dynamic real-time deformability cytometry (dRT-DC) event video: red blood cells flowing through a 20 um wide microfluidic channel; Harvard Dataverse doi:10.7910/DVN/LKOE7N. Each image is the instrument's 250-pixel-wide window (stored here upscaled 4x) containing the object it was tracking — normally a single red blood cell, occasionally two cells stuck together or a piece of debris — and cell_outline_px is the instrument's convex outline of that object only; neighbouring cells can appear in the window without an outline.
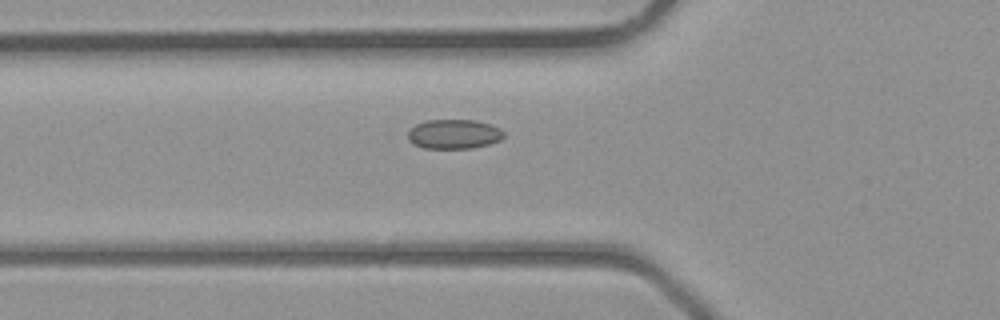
{"species": "common noctule bat (a hibernating species)", "species_latin": "Nyctalus noctula", "temperature_condition": "room temperature", "stored_images_in_passage": 35, "camera_frame_rate_fps": 3000, "um_per_image_px": 0.085, "animal": {"sex": "male", "body_mass_g": 23.1, "forearm_length_mm": 52.7}, "frame": {"image": 1, "passage_image": 13, "time_ms": 4.0, "image_size_px": [1000, 320], "cell_outline_px": [[504, 136], [500, 140], [488, 144], [472, 148], [424, 148], [412, 144], [408, 140], [408, 128], [416, 124], [428, 120], [476, 120], [492, 124], [500, 128], [504, 132]], "centroid_in_image_um": [38.57, 11.39], "position_along_channel_um": 87.2, "area_um2": 16.65}}
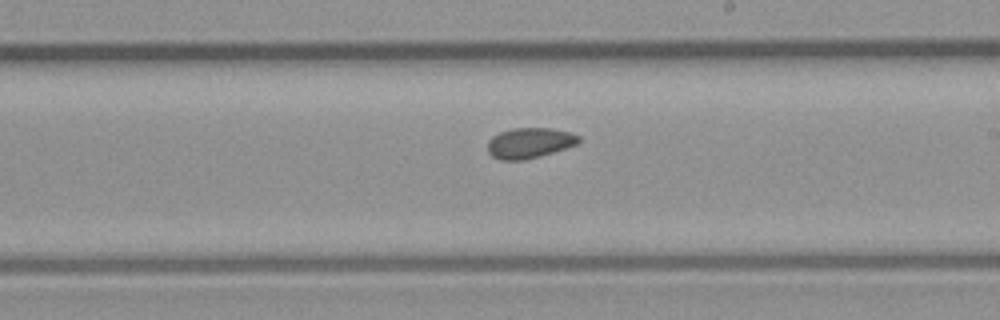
{"frame": {"image": 2, "passage_image": 22, "time_ms": 7.0, "image_size_px": [1000, 320], "cell_outline_px": [[580, 140], [576, 144], [540, 156], [524, 160], [500, 160], [492, 156], [488, 152], [488, 140], [492, 136], [500, 132], [512, 128], [552, 128], [572, 132], [580, 136]], "centroid_in_image_um": [45.0, 12.14], "position_along_channel_um": 244.0, "area_um2": 16.18}}
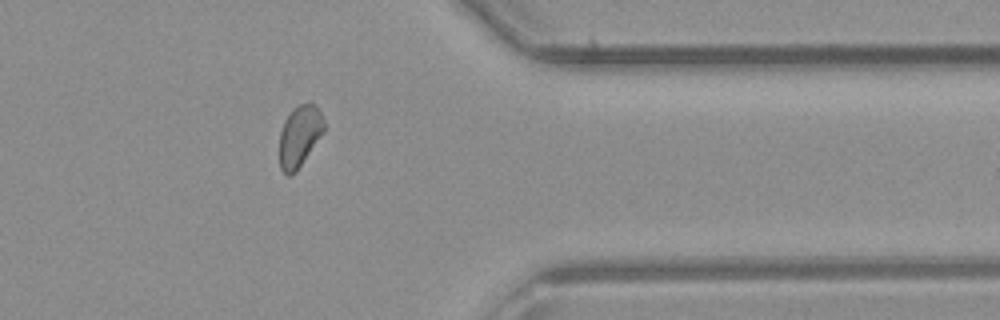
{"frame": {"image": 3, "passage_image": 31, "time_ms": 10.0, "image_size_px": [1000, 320], "cell_outline_px": [[324, 132], [296, 172], [288, 176], [280, 168], [280, 132], [284, 120], [292, 108], [308, 100], [316, 104], [324, 120]], "centroid_in_image_um": [25.47, 11.52], "position_along_channel_um": 385.9, "area_um2": 16.13}}